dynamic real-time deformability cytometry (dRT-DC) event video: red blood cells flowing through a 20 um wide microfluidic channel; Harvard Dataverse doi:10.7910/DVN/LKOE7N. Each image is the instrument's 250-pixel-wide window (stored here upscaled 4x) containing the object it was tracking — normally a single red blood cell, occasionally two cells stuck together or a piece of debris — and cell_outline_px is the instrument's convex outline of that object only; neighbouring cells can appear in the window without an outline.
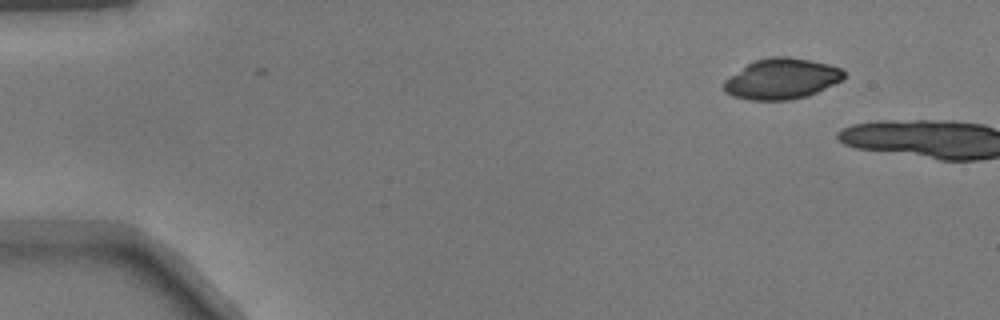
{"species": "common noctule bat (a hibernating species)", "species_latin": "Nyctalus noctula", "temperature_condition": "warm", "stored_images_in_passage": 2, "camera_frame_rate_fps": 3000, "um_per_image_px": 0.085, "animal": {"sex": "male", "body_mass_g": 17.9}, "frame": {"image": 1, "passage_image": 1, "time_ms": 0.0, "image_size_px": [1000, 320], "cell_outline_px": [[844, 76], [840, 80], [808, 96], [792, 100], [748, 100], [732, 96], [724, 92], [724, 80], [748, 64], [756, 60], [772, 56], [788, 56], [828, 64], [840, 68], [844, 72]], "centroid_in_image_um": [66.4, 6.71], "position_along_channel_um": 18.6, "area_um2": 28.15}}